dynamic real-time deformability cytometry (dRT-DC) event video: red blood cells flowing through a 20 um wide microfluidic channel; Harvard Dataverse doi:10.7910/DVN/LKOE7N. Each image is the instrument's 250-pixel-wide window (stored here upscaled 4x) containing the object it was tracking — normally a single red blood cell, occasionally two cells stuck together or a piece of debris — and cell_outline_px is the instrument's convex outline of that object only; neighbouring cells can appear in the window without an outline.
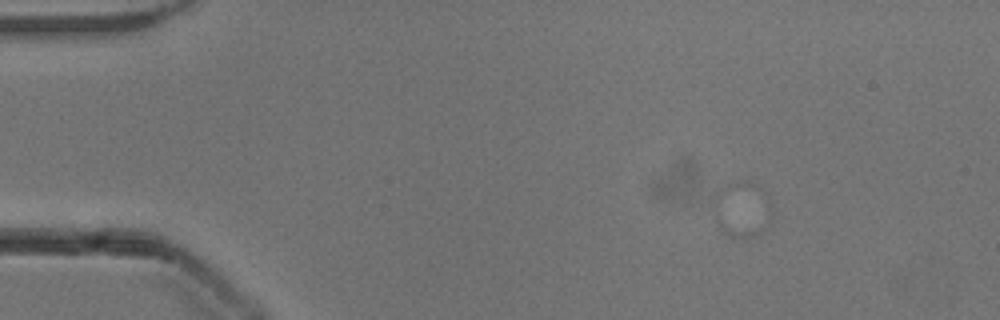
{"species": "common noctule bat (a hibernating species)", "species_latin": "Nyctalus noctula", "temperature_condition": "cold", "stored_images_in_passage": 2, "camera_frame_rate_fps": 3000, "um_per_image_px": 0.085, "animal": {"sex": "male", "body_mass_g": 13.3}, "frame": {"image": 1, "passage_image": 2, "time_ms": 0.333, "image_size_px": [1000, 320], "cell_outline_px": [[772, 216], [768, 228], [756, 236], [732, 236], [724, 232], [720, 224], [744, 184], [752, 184], [768, 192], [772, 204]], "centroid_in_image_um": [63.63, 18.08], "position_along_channel_um": 21.4, "area_um2": 14.1}}